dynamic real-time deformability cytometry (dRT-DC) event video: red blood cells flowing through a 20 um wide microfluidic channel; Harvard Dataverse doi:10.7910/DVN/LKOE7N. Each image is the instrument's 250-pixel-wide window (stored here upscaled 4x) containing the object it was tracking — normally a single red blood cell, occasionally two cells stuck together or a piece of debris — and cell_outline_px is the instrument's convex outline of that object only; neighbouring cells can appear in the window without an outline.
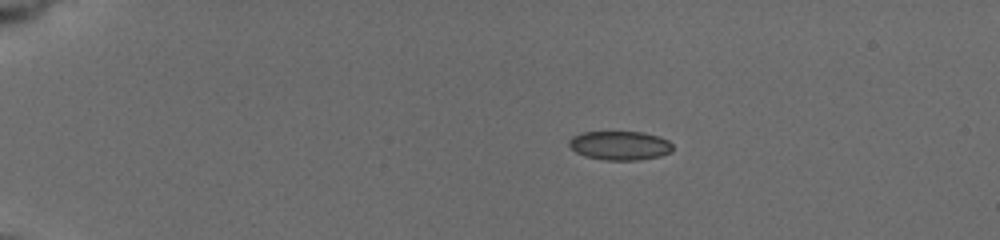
{"species": "common noctule bat (a hibernating species)", "species_latin": "Nyctalus noctula", "temperature_condition": "cold", "stored_images_in_passage": 18, "camera_frame_rate_fps": 3000, "um_per_image_px": 0.085, "animal": {"sex": "female", "body_mass_g": 19.5, "forearm_length_mm": 54.1}, "frame": {"image": 1, "passage_image": 6, "time_ms": 4.0, "image_size_px": [1000, 240], "cell_outline_px": [[672, 148], [668, 152], [660, 156], [636, 160], [604, 160], [584, 156], [576, 152], [568, 144], [568, 140], [572, 136], [584, 132], [644, 132], [660, 136], [668, 140], [672, 144]], "centroid_in_image_um": [52.67, 12.36], "position_along_channel_um": 32.3, "area_um2": 17.51}}
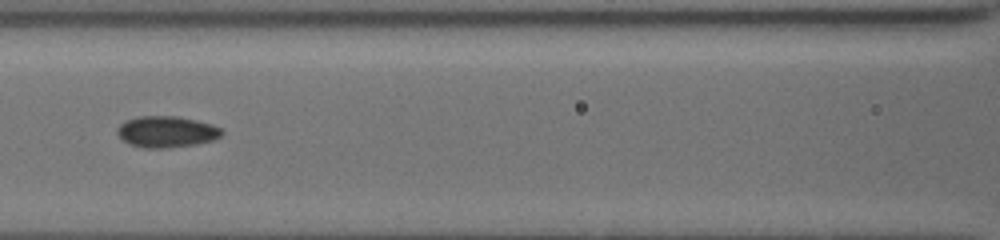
{"frame": {"image": 2, "passage_image": 13, "time_ms": 9.333, "image_size_px": [1000, 240], "cell_outline_px": [[224, 132], [220, 136], [212, 140], [196, 144], [168, 148], [144, 148], [128, 144], [116, 132], [116, 128], [120, 124], [128, 120], [140, 116], [172, 116], [196, 120], [212, 124], [220, 128]], "centroid_in_image_um": [14.14, 11.21], "position_along_channel_um": 152.5, "area_um2": 18.96}}
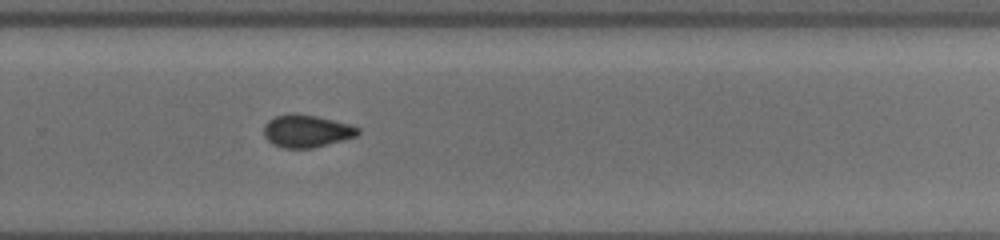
{"frame": {"image": 3, "passage_image": 18, "time_ms": 13.333, "image_size_px": [1000, 240], "cell_outline_px": [[360, 132], [356, 136], [312, 148], [284, 148], [272, 144], [264, 136], [264, 124], [268, 120], [276, 116], [316, 116], [348, 124], [360, 128]], "centroid_in_image_um": [26.05, 11.18], "position_along_channel_um": 303.8, "area_um2": 17.17}}